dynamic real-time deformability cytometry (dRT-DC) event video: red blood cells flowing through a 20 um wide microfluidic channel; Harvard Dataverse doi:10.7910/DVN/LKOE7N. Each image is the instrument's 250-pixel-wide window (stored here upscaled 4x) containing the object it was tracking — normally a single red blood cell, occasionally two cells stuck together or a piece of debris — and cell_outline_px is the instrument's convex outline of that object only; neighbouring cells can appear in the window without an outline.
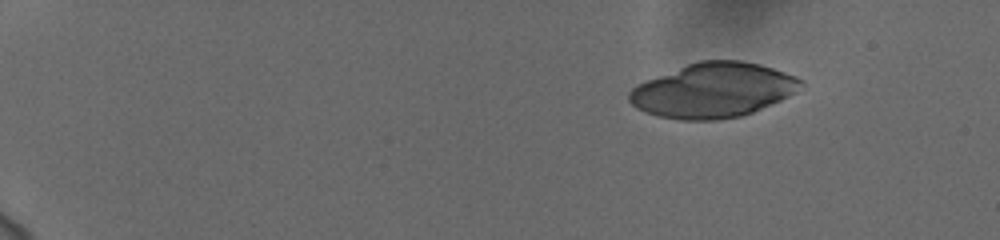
{"species": "human", "species_latin": "Homo sapiens", "temperature_condition": "cold", "stored_images_in_passage": 49, "segment_of_instrument_passage": [1, 2], "camera_frame_rate_fps": 3000, "um_per_image_px": 0.085, "donor": {"sex": "female"}, "frame": {"image": 1, "passage_image": 1, "time_ms": 0.0, "image_size_px": [1000, 240], "cell_outline_px": [[804, 84], [796, 92], [780, 100], [752, 112], [740, 116], [716, 120], [680, 120], [656, 116], [636, 108], [628, 100], [628, 92], [636, 84], [688, 64], [700, 60], [744, 60], [760, 64], [796, 76], [804, 80]], "centroid_in_image_um": [60.62, 7.67], "position_along_channel_um": 24.4, "area_um2": 54.62}}